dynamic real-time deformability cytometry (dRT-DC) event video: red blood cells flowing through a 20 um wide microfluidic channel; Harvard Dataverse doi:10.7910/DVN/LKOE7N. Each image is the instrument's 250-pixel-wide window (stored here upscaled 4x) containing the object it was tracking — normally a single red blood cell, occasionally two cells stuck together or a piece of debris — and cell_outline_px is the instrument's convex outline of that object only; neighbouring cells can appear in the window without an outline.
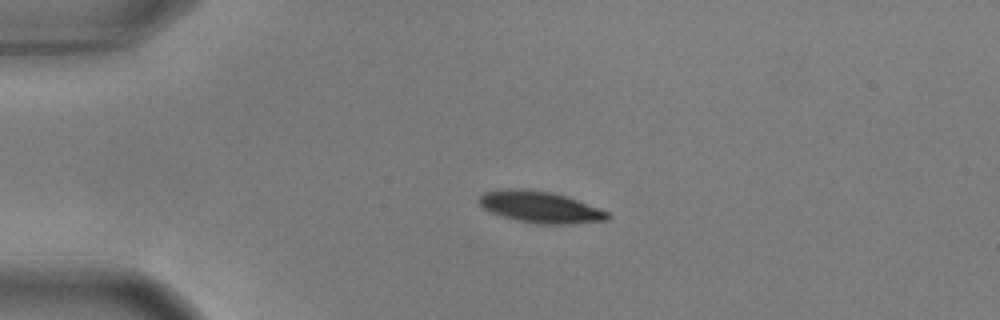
{"species": "common noctule bat (a hibernating species)", "species_latin": "Nyctalus noctula", "temperature_condition": "warm", "stored_images_in_passage": 44, "camera_frame_rate_fps": 3000, "um_per_image_px": 0.085, "animal": {"sex": "male", "body_mass_g": 17.9, "forearm_length_mm": 54.2}, "frame": {"image": 1, "passage_image": 1, "time_ms": 0.0, "image_size_px": [1000, 320], "cell_outline_px": [[612, 216], [608, 220], [572, 224], [540, 224], [516, 220], [492, 212], [484, 208], [476, 200], [484, 192], [520, 188], [548, 192], [564, 196], [576, 200], [608, 212]], "centroid_in_image_um": [45.93, 17.62], "position_along_channel_um": 39.1, "area_um2": 23.12}}
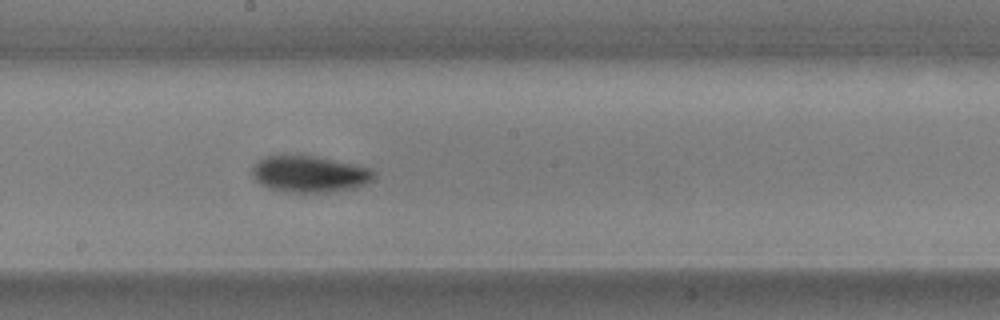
{"frame": {"image": 2, "passage_image": 19, "time_ms": 6.0, "image_size_px": [1000, 320], "cell_outline_px": [[376, 176], [372, 180], [364, 184], [352, 188], [324, 192], [284, 192], [268, 188], [260, 184], [252, 176], [252, 164], [256, 160], [264, 156], [284, 152], [292, 152], [316, 156], [356, 164], [368, 168], [376, 172]], "centroid_in_image_um": [26.21, 14.73], "position_along_channel_um": 222.0, "area_um2": 26.82}}
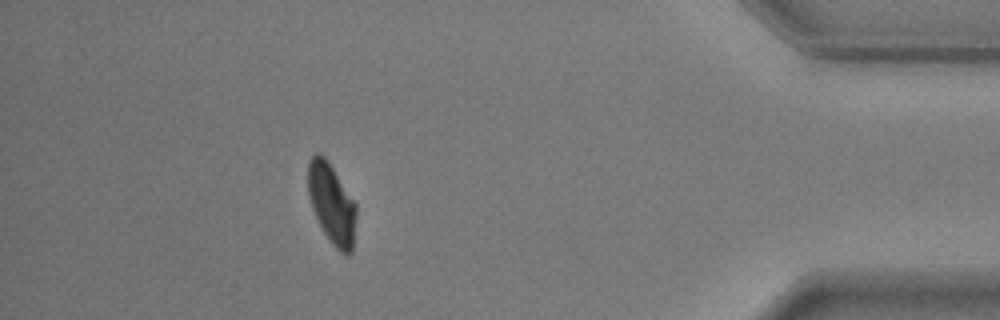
{"frame": {"image": 3, "passage_image": 38, "time_ms": 12.333, "image_size_px": [1000, 320], "cell_outline_px": [[356, 216], [352, 252], [348, 256], [344, 256], [328, 240], [312, 208], [308, 196], [308, 164], [312, 156], [316, 152], [320, 152], [328, 160], [356, 204]], "centroid_in_image_um": [28.2, 17.32], "position_along_channel_um": 407.0, "area_um2": 22.6}, "authors_computed_cell_mechanics": {"area_um2": 24.4494, "velocity_mm_per_s": 3.6325, "shape_relaxation_time_tau1_ms": 3.1693, "shape_relaxation_time_tau2_ms": null, "deformation_change_tau1": 0.1641, "deformation_change_tau2": null}}